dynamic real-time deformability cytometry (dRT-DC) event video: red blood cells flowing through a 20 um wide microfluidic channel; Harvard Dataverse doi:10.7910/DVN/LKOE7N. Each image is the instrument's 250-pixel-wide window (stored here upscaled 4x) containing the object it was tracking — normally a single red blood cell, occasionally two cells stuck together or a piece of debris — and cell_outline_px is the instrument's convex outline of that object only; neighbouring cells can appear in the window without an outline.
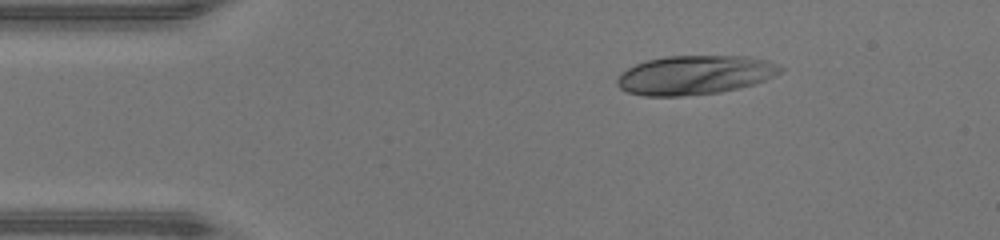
{"species": "human", "species_latin": "Homo sapiens", "temperature_condition": "warm", "stored_images_in_passage": 40, "camera_frame_rate_fps": 3000, "um_per_image_px": 0.085, "donor": {"sex": "male"}, "frame": {"image": 1, "passage_image": 1, "time_ms": 0.0, "image_size_px": [1000, 240], "cell_outline_px": [[784, 68], [780, 72], [764, 80], [752, 84], [720, 92], [684, 96], [644, 96], [628, 92], [620, 88], [616, 84], [616, 80], [628, 68], [636, 64], [648, 60], [664, 56], [748, 56], [768, 60]], "centroid_in_image_um": [59.05, 6.37], "position_along_channel_um": 26.0, "area_um2": 36.93}}
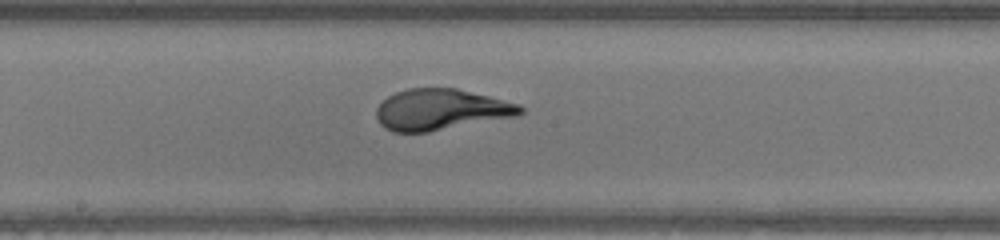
{"frame": {"image": 2, "passage_image": 18, "time_ms": 5.667, "image_size_px": [1000, 240], "cell_outline_px": [[524, 112], [516, 116], [428, 132], [392, 132], [384, 128], [380, 124], [376, 116], [376, 108], [388, 96], [396, 92], [408, 88], [456, 88], [520, 104], [524, 108]], "centroid_in_image_um": [37.46, 9.32], "position_along_channel_um": 210.7, "area_um2": 34.33}}
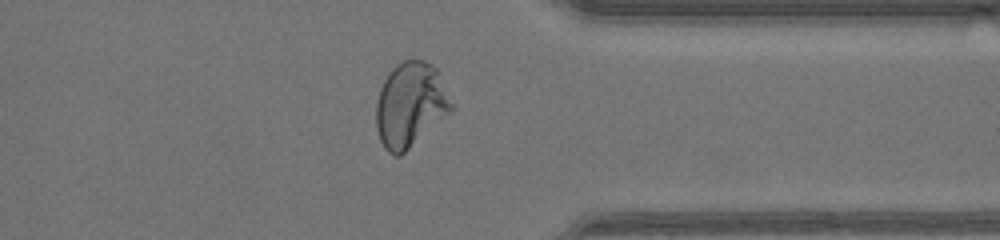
{"frame": {"image": 3, "passage_image": 30, "time_ms": 9.667, "image_size_px": [1000, 240], "cell_outline_px": [[456, 108], [452, 112], [400, 156], [396, 156], [388, 152], [384, 148], [380, 140], [376, 128], [376, 104], [380, 88], [384, 80], [392, 68], [396, 64], [404, 60], [424, 60], [432, 64], [436, 68], [456, 104]], "centroid_in_image_um": [34.92, 8.91], "position_along_channel_um": 376.5, "area_um2": 37.74}}